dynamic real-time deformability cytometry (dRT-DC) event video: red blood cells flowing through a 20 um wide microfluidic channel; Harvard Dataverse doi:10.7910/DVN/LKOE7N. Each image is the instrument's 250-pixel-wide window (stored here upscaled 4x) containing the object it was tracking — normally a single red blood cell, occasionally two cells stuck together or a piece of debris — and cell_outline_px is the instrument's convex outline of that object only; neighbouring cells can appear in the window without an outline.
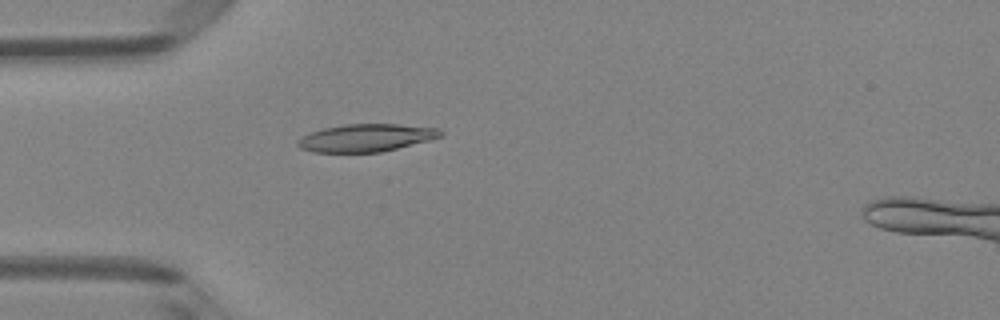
{"species": "Egyptian fruit bat (a non-hibernating species)", "species_latin": "Rousettus aegyptiacus", "temperature_condition": "room temperature", "stored_images_in_passage": 1, "camera_frame_rate_fps": 3000, "um_per_image_px": 0.085, "animal": {"sex": "female"}, "frame": {"image": 1, "passage_image": 1, "time_ms": 0.0, "image_size_px": [1000, 320], "cell_outline_px": [[444, 132], [440, 136], [428, 140], [380, 152], [312, 152], [300, 148], [296, 144], [296, 140], [312, 132], [324, 128], [348, 124], [396, 124], [440, 128]], "centroid_in_image_um": [31.1, 11.71], "position_along_channel_um": 53.9, "area_um2": 22.72}}